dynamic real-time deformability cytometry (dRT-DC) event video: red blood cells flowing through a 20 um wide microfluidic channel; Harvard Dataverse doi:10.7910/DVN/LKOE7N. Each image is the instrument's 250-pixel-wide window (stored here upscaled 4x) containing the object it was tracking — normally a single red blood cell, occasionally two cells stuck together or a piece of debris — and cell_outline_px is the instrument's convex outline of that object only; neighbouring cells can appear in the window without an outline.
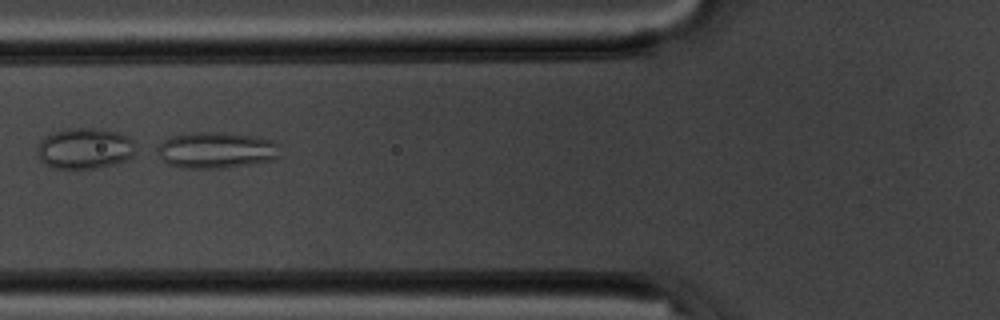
{"species": "common noctule bat (a hibernating species)", "species_latin": "Nyctalus noctula", "temperature_condition": "room temperature", "stored_images_in_passage": 53, "camera_frame_rate_fps": 3000, "um_per_image_px": 0.085, "animal": {"sex": "male", "body_mass_g": 20.1, "forearm_length_mm": 53.5}, "frame": {"image": 1, "passage_image": 20, "time_ms": 6.333, "image_size_px": [1000, 320], "cell_outline_px": [[280, 156], [272, 160], [224, 168], [184, 168], [168, 164], [160, 156], [156, 148], [164, 140], [172, 136], [192, 132], [224, 132], [256, 136], [272, 140], [280, 144]], "centroid_in_image_um": [18.42, 12.75], "position_along_channel_um": 107.4, "area_um2": 26.07}}
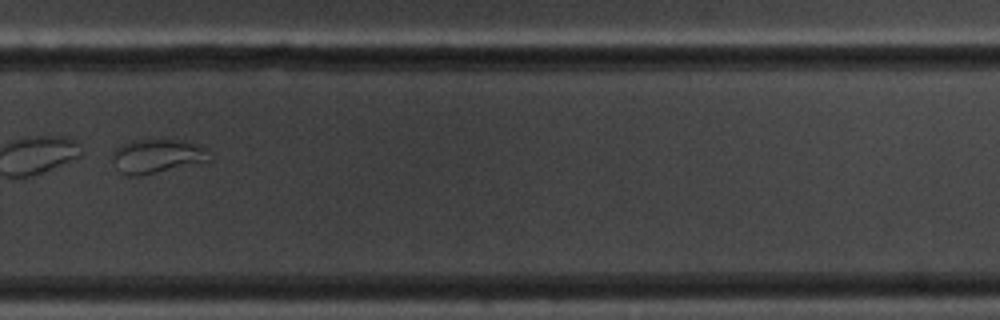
{"frame": {"image": 2, "passage_image": 37, "time_ms": 12.0, "image_size_px": [1000, 320], "cell_outline_px": [[212, 160], [140, 176], [128, 176], [120, 172], [112, 160], [112, 152], [116, 148], [132, 140], [184, 140], [212, 148]], "centroid_in_image_um": [13.44, 13.26], "position_along_channel_um": 316.4, "area_um2": 19.59}}
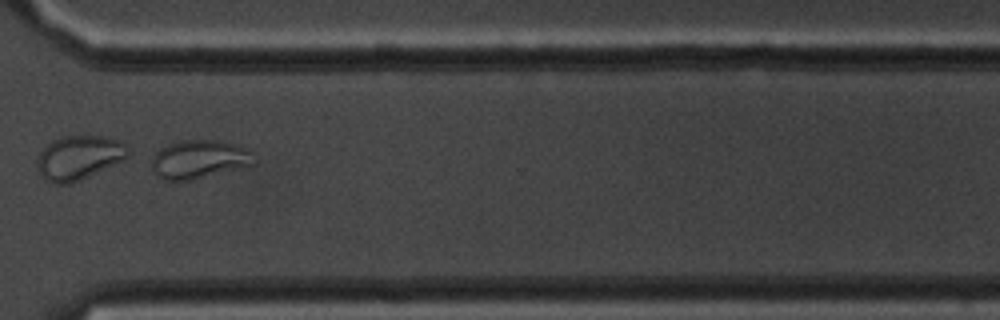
{"frame": {"image": 3, "passage_image": 40, "time_ms": 13.0, "image_size_px": [1000, 320], "cell_outline_px": [[256, 164], [192, 180], [164, 180], [156, 176], [152, 172], [152, 156], [160, 148], [168, 144], [184, 140], [220, 140], [240, 144], [252, 152]], "centroid_in_image_um": [16.94, 13.54], "position_along_channel_um": 353.7, "area_um2": 23.29}}